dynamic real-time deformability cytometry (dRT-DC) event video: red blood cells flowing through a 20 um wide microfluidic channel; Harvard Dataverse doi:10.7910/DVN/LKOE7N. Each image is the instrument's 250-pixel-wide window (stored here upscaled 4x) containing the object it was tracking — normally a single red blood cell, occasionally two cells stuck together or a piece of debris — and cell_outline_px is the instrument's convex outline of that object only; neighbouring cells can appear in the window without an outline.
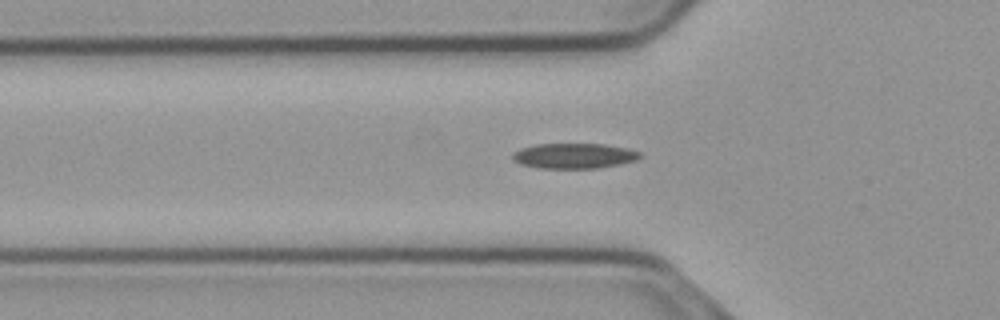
{"species": "common noctule bat (a hibernating species)", "species_latin": "Nyctalus noctula", "temperature_condition": "cold", "stored_images_in_passage": 42, "camera_frame_rate_fps": 3000, "um_per_image_px": 0.085, "animal": {"sex": "male", "body_mass_g": 23.1, "forearm_length_mm": 52.7}, "frame": {"image": 1, "passage_image": 11, "time_ms": 3.333, "image_size_px": [1000, 320], "cell_outline_px": [[644, 156], [636, 160], [620, 164], [600, 168], [536, 168], [520, 164], [512, 160], [512, 156], [520, 148], [536, 144], [604, 144], [628, 148], [640, 152]], "centroid_in_image_um": [48.82, 13.25], "position_along_channel_um": 77.0, "area_um2": 18.9}}
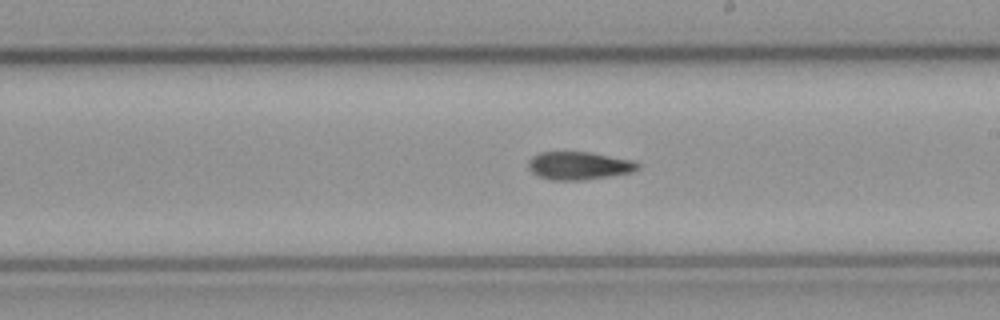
{"frame": {"image": 2, "passage_image": 24, "time_ms": 7.667, "image_size_px": [1000, 320], "cell_outline_px": [[640, 168], [632, 172], [584, 180], [552, 180], [540, 176], [532, 172], [528, 168], [528, 160], [532, 156], [540, 152], [588, 152], [632, 160], [640, 164]], "centroid_in_image_um": [49.2, 14.08], "position_along_channel_um": 239.8, "area_um2": 17.74}}
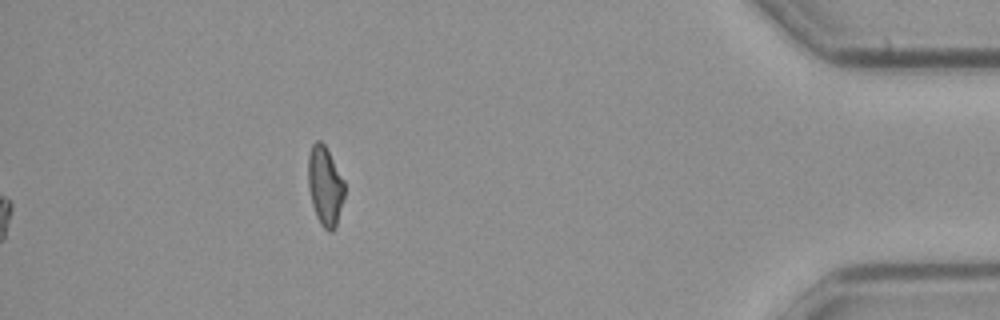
{"frame": {"image": 3, "passage_image": 42, "time_ms": 13.667, "image_size_px": [1000, 320], "cell_outline_px": [[344, 196], [336, 228], [332, 232], [328, 232], [320, 224], [316, 216], [312, 204], [308, 188], [308, 156], [312, 144], [316, 140], [320, 140], [324, 144], [344, 180]], "centroid_in_image_um": [27.62, 15.83], "position_along_channel_um": 407.6, "area_um2": 16.88}, "authors_computed_cell_mechanics": {"area_um2": 17.7735, "velocity_mm_per_s": 3.7204, "shape_relaxation_time_tau1_ms": null, "shape_relaxation_time_tau2_ms": 10.4863, "deformation_change_tau1": null, "deformation_change_tau2": 0.1981}}